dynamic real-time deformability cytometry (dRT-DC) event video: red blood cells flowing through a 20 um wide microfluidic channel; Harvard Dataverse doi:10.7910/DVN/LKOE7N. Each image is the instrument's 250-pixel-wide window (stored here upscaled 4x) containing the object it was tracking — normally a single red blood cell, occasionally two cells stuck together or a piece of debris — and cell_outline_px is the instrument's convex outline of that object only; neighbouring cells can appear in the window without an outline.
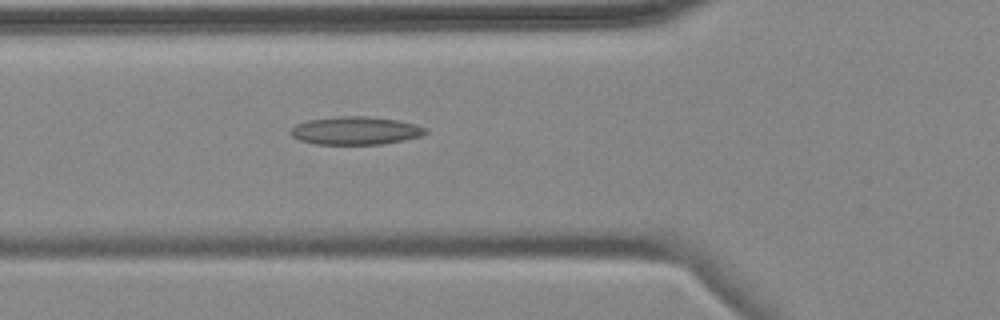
{"species": "common noctule bat (a hibernating species)", "species_latin": "Nyctalus noctula", "temperature_condition": "cold", "stored_images_in_passage": 5, "camera_frame_rate_fps": 3000, "um_per_image_px": 0.085, "animal": {"sex": "female", "body_mass_g": 18.4}, "frame": {"image": 1, "passage_image": 5, "time_ms": 5.333, "image_size_px": [1000, 320], "cell_outline_px": [[428, 132], [420, 136], [404, 140], [380, 144], [316, 144], [300, 140], [292, 136], [288, 132], [296, 124], [308, 120], [340, 116], [364, 116], [396, 120], [416, 124], [428, 128]], "centroid_in_image_um": [30.22, 11.1], "position_along_channel_um": 95.6, "area_um2": 21.96}}